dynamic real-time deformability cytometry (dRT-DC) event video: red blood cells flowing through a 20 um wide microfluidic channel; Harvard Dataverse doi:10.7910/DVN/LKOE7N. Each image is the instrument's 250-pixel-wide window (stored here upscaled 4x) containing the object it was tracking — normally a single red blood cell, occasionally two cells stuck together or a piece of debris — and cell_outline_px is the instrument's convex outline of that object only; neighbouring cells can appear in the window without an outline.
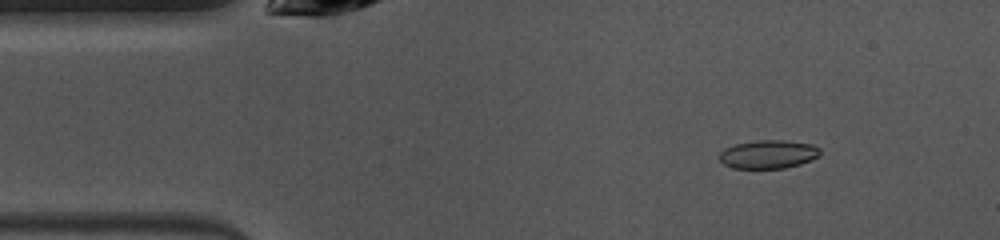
{"species": "common noctule bat (a hibernating species)", "species_latin": "Nyctalus noctula", "temperature_condition": "warm", "stored_images_in_passage": 48, "camera_frame_rate_fps": 3000, "um_per_image_px": 0.085, "animal": {"sex": "female", "body_mass_g": 10.0, "forearm_length_mm": 53.1}, "frame": {"image": 1, "passage_image": 6, "time_ms": 1.667, "image_size_px": [1000, 240], "cell_outline_px": [[820, 156], [800, 164], [784, 168], [732, 168], [724, 164], [720, 160], [720, 152], [724, 148], [736, 144], [756, 140], [784, 140], [812, 144], [820, 148]], "centroid_in_image_um": [65.31, 13.11], "position_along_channel_um": 19.7, "area_um2": 16.7}}
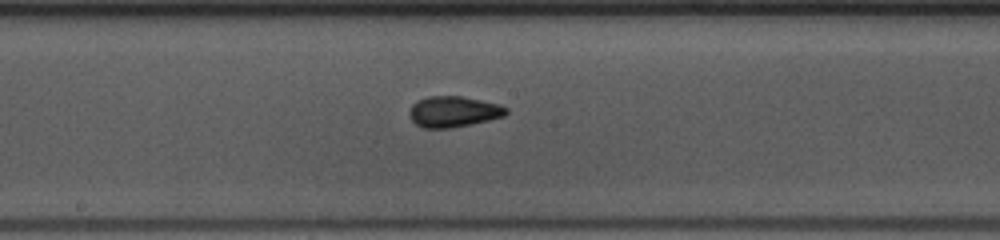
{"frame": {"image": 2, "passage_image": 24, "time_ms": 7.667, "image_size_px": [1000, 240], "cell_outline_px": [[508, 112], [504, 116], [472, 124], [448, 128], [424, 128], [416, 124], [412, 120], [408, 112], [412, 104], [416, 100], [428, 96], [460, 96], [500, 104], [508, 108]], "centroid_in_image_um": [38.53, 9.48], "position_along_channel_um": 209.7, "area_um2": 17.46}}
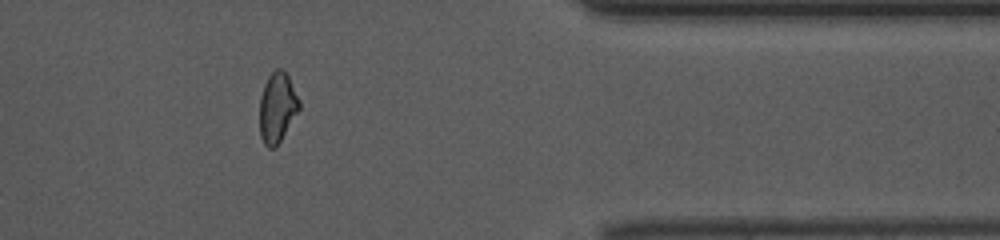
{"frame": {"image": 3, "passage_image": 39, "time_ms": 12.667, "image_size_px": [1000, 240], "cell_outline_px": [[300, 108], [276, 148], [268, 148], [264, 144], [260, 136], [260, 96], [264, 84], [268, 76], [276, 68], [280, 68], [288, 76], [300, 100]], "centroid_in_image_um": [23.56, 9.15], "position_along_channel_um": 387.8, "area_um2": 16.18}, "authors_computed_cell_mechanics": {"area_um2": 16.762, "velocity_mm_per_s": 4.0462, "shape_relaxation_time_tau1_ms": null, "shape_relaxation_time_tau2_ms": 1.3198, "deformation_change_tau1": null, "deformation_change_tau2": 0.0567}}